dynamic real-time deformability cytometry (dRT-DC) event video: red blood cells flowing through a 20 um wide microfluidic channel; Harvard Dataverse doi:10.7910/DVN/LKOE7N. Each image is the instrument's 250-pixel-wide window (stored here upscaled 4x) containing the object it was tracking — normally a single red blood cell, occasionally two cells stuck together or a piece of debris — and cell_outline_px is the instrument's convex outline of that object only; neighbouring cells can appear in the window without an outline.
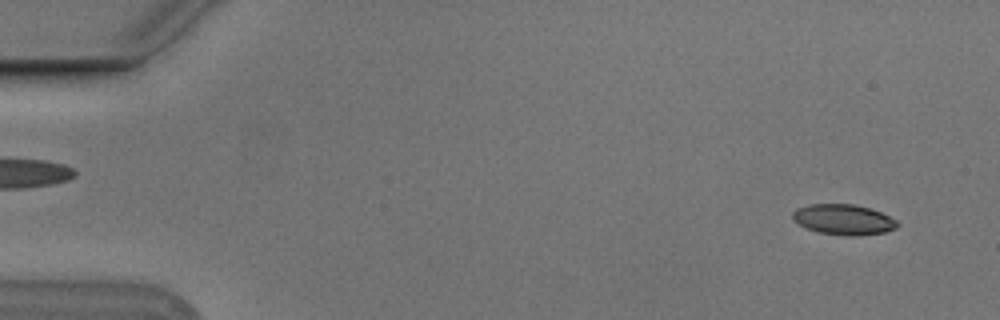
{"species": "Egyptian fruit bat (a non-hibernating species)", "species_latin": "Rousettus aegyptiacus", "temperature_condition": "cold", "stored_images_in_passage": 54, "camera_frame_rate_fps": 3000, "um_per_image_px": 0.085, "animal": {"sex": "male"}, "frame": {"image": 1, "passage_image": 3, "time_ms": 0.667, "image_size_px": [1000, 320], "cell_outline_px": [[900, 224], [896, 228], [884, 232], [856, 236], [844, 236], [816, 232], [792, 220], [792, 212], [796, 208], [808, 204], [852, 204], [868, 208], [880, 212], [896, 220]], "centroid_in_image_um": [71.67, 18.66], "position_along_channel_um": 13.3, "area_um2": 18.61}}
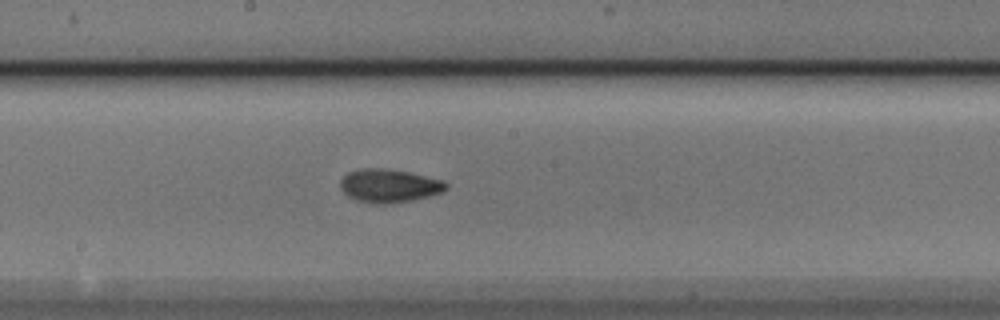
{"frame": {"image": 2, "passage_image": 29, "time_ms": 9.333, "image_size_px": [1000, 320], "cell_outline_px": [[448, 188], [444, 192], [412, 200], [384, 204], [376, 204], [356, 200], [348, 196], [340, 188], [340, 180], [348, 172], [360, 168], [384, 168], [408, 172], [444, 180], [448, 184]], "centroid_in_image_um": [33.08, 15.78], "position_along_channel_um": 215.1, "area_um2": 20.63}}
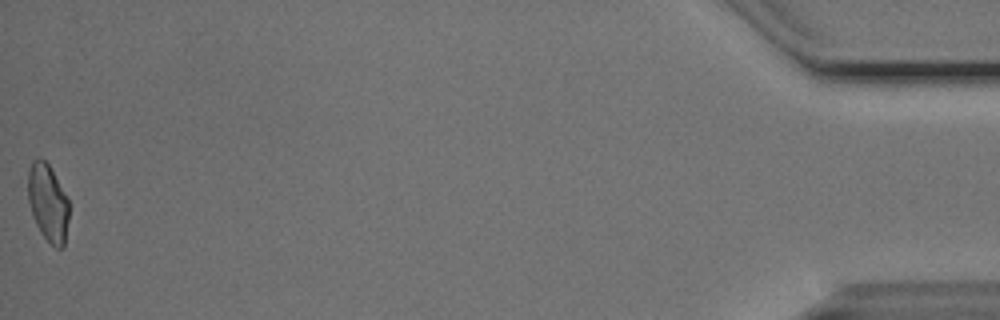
{"frame": {"image": 3, "passage_image": 54, "time_ms": 17.667, "image_size_px": [1000, 320], "cell_outline_px": [[68, 220], [64, 248], [56, 248], [40, 232], [32, 216], [28, 200], [28, 172], [32, 160], [36, 156], [40, 156], [48, 164], [68, 200]], "centroid_in_image_um": [4.05, 17.22], "position_along_channel_um": 431.1, "area_um2": 18.38}, "authors_computed_cell_mechanics": {"area_um2": 19.3052, "velocity_mm_per_s": 3.7625, "shape_relaxation_time_tau1_ms": 5.4698, "shape_relaxation_time_tau2_ms": 3.194, "deformation_change_tau1": 0.1493, "deformation_change_tau2": 0.0829}}